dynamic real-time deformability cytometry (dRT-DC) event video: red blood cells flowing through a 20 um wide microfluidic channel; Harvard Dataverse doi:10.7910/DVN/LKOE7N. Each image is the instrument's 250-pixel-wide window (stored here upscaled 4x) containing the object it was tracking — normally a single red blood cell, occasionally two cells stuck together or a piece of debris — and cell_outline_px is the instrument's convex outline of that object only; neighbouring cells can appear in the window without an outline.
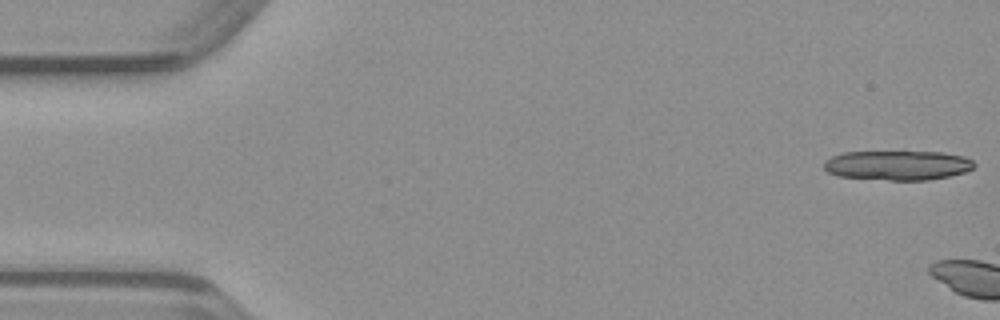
{"species": "common noctule bat (a hibernating species)", "species_latin": "Nyctalus noctula", "temperature_condition": "warm", "stored_images_in_passage": 4, "camera_frame_rate_fps": 3000, "um_per_image_px": 0.085, "animal": {"sex": "male", "body_mass_g": 23.1, "forearm_length_mm": 52.7}, "frame": {"image": 1, "passage_image": 1, "time_ms": 0.0, "image_size_px": [1000, 320], "cell_outline_px": [[976, 164], [972, 168], [964, 172], [948, 176], [928, 180], [888, 180], [836, 176], [828, 172], [824, 168], [824, 160], [832, 156], [844, 152], [944, 152], [964, 156], [972, 160]], "centroid_in_image_um": [76.28, 14.05], "position_along_channel_um": 8.7, "area_um2": 25.95}}